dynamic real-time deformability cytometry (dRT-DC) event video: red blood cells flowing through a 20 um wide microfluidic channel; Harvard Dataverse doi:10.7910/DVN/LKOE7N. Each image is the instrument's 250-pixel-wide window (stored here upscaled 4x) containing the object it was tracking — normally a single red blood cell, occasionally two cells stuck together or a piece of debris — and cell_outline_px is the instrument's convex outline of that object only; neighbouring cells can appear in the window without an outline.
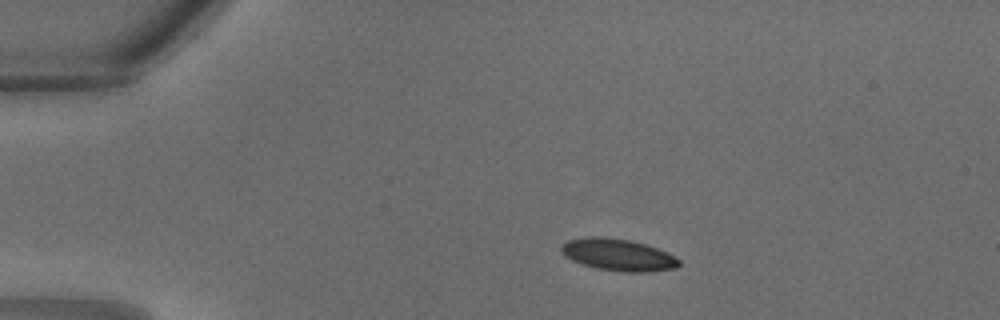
{"species": "common noctule bat (a hibernating species)", "species_latin": "Nyctalus noctula", "temperature_condition": "warm", "stored_images_in_passage": 27, "camera_frame_rate_fps": 3000, "um_per_image_px": 0.085, "animal": {"sex": "male", "body_mass_g": 18.8}, "frame": {"image": 1, "passage_image": 1, "time_ms": 0.0, "image_size_px": [1000, 320], "cell_outline_px": [[680, 264], [676, 268], [644, 272], [624, 272], [596, 268], [572, 260], [560, 252], [560, 248], [568, 240], [588, 236], [600, 236], [628, 240], [644, 244], [656, 248], [680, 260]], "centroid_in_image_um": [52.51, 21.66], "position_along_channel_um": 32.5, "area_um2": 21.56}}
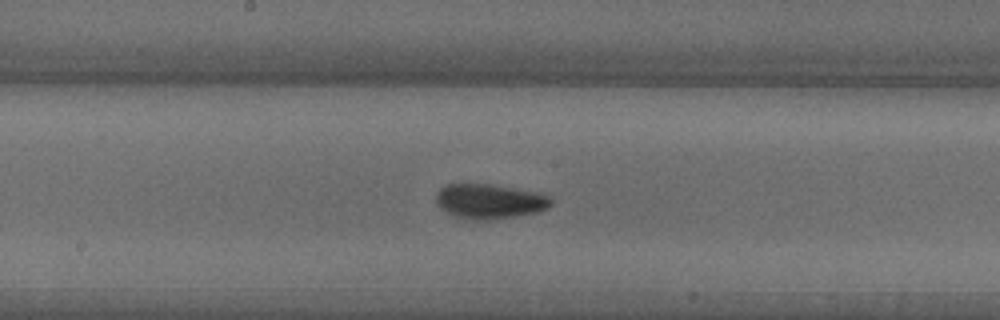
{"frame": {"image": 2, "passage_image": 12, "time_ms": 3.667, "image_size_px": [1000, 320], "cell_outline_px": [[552, 204], [548, 208], [536, 212], [516, 216], [488, 220], [472, 220], [456, 216], [440, 208], [436, 204], [436, 192], [440, 188], [448, 184], [492, 184], [536, 192], [548, 196], [552, 200]], "centroid_in_image_um": [41.59, 17.11], "position_along_channel_um": 206.6, "area_um2": 23.24}}
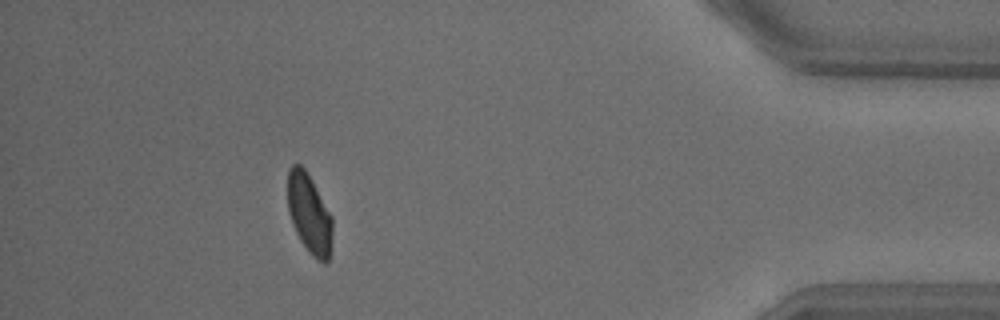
{"frame": {"image": 3, "passage_image": 24, "time_ms": 7.667, "image_size_px": [1000, 320], "cell_outline_px": [[332, 248], [328, 260], [324, 264], [312, 256], [308, 252], [300, 240], [296, 232], [288, 212], [288, 168], [292, 164], [300, 164], [304, 168], [312, 180], [332, 216]], "centroid_in_image_um": [26.3, 18.19], "position_along_channel_um": 408.9, "area_um2": 20.92}}